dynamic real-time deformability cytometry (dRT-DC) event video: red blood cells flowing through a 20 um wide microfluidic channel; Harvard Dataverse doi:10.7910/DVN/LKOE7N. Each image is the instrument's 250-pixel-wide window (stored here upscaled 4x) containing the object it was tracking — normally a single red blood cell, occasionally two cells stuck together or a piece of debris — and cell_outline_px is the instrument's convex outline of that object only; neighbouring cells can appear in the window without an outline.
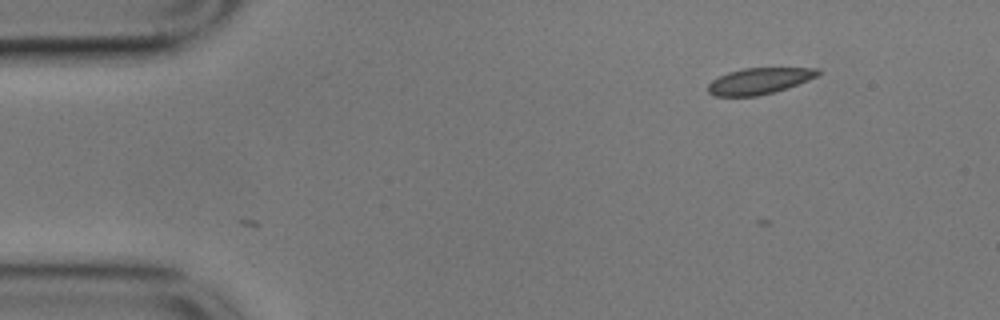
{"species": "common noctule bat (a hibernating species)", "species_latin": "Nyctalus noctula", "temperature_condition": "cold", "stored_images_in_passage": 51, "camera_frame_rate_fps": 3000, "um_per_image_px": 0.085, "animal": {"sex": "male", "body_mass_g": 17.9}, "frame": {"image": 1, "passage_image": 1, "time_ms": 0.0, "image_size_px": [1000, 320], "cell_outline_px": [[820, 72], [816, 76], [808, 80], [788, 88], [756, 96], [716, 96], [708, 92], [708, 84], [712, 80], [728, 72], [744, 68], [820, 68]], "centroid_in_image_um": [64.53, 6.88], "position_along_channel_um": 20.5, "area_um2": 16.65}}
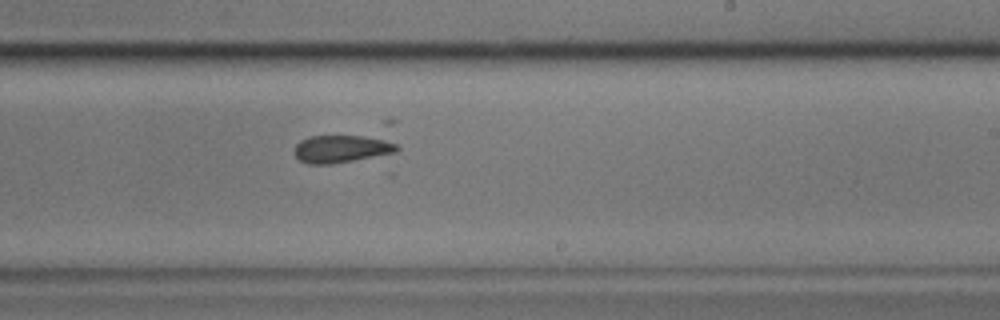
{"frame": {"image": 2, "passage_image": 28, "time_ms": 9.0, "image_size_px": [1000, 320], "cell_outline_px": [[400, 148], [396, 152], [388, 156], [332, 164], [308, 164], [300, 160], [296, 156], [296, 144], [300, 140], [312, 136], [384, 120], [396, 120]], "centroid_in_image_um": [29.8, 12.25], "position_along_channel_um": 259.2, "area_um2": 23.41}}
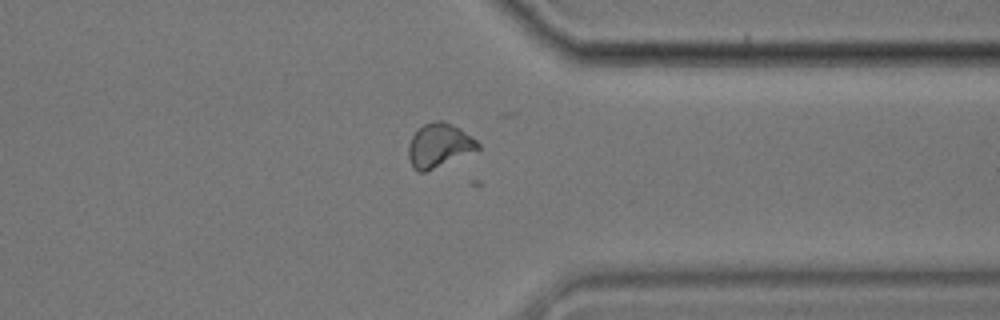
{"frame": {"image": 3, "passage_image": 38, "time_ms": 12.333, "image_size_px": [1000, 320], "cell_outline_px": [[480, 148], [424, 172], [416, 172], [412, 168], [408, 160], [408, 148], [412, 136], [424, 124], [436, 120], [444, 120], [460, 128], [476, 140], [480, 144]], "centroid_in_image_um": [37.29, 12.35], "position_along_channel_um": 374.1, "area_um2": 17.51}}